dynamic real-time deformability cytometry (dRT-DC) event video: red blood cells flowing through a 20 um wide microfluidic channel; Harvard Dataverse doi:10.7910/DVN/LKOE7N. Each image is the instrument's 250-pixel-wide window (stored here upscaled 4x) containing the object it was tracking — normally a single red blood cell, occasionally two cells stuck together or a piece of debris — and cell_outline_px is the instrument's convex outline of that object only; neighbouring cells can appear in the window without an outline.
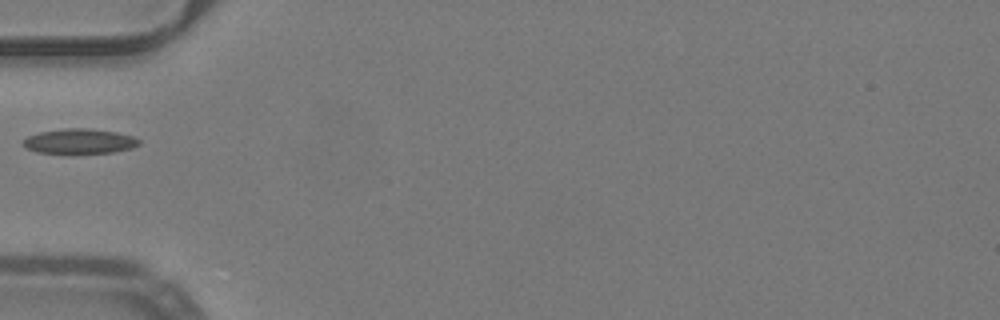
{"species": "common noctule bat (a hibernating species)", "species_latin": "Nyctalus noctula", "temperature_condition": "warm", "stored_images_in_passage": 30, "camera_frame_rate_fps": 3000, "um_per_image_px": 0.085, "animal": {"sex": "male", "body_mass_g": 19.2, "forearm_length_mm": 51.8}, "frame": {"image": 1, "passage_image": 1, "time_ms": 0.0, "image_size_px": [1000, 320], "cell_outline_px": [[140, 144], [132, 148], [112, 152], [36, 152], [20, 144], [20, 140], [28, 136], [40, 132], [64, 128], [88, 128], [116, 132], [132, 136], [140, 140]], "centroid_in_image_um": [6.73, 11.98], "position_along_channel_um": 78.3, "area_um2": 16.59}}
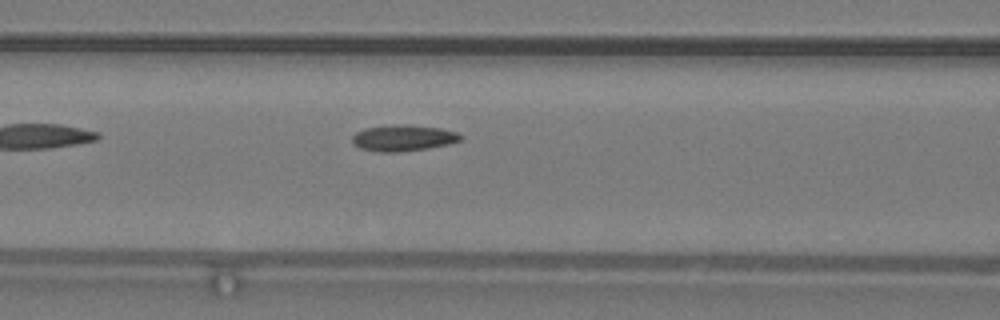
{"frame": {"image": 2, "passage_image": 5, "time_ms": 1.333, "image_size_px": [1000, 320], "cell_outline_px": [[464, 136], [460, 140], [448, 144], [428, 148], [400, 152], [380, 152], [360, 148], [352, 140], [352, 136], [356, 132], [364, 128], [404, 124], [440, 128], [456, 132]], "centroid_in_image_um": [34.29, 11.73], "position_along_channel_um": 132.3, "area_um2": 16.36}}